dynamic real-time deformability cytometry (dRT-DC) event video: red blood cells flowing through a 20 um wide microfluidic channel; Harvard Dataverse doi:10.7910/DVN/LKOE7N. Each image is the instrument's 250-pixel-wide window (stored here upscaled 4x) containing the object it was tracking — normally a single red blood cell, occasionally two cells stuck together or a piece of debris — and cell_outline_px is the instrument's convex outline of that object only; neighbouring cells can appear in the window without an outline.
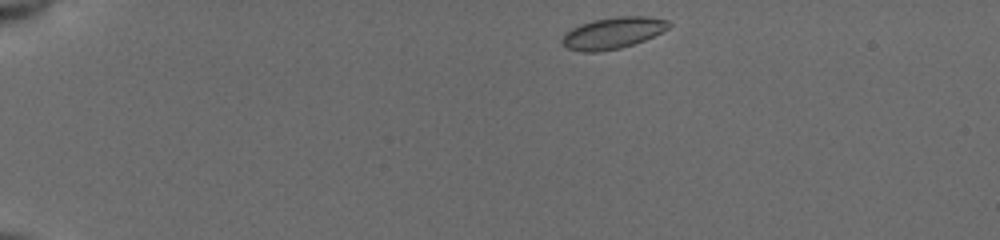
{"species": "common noctule bat (a hibernating species)", "species_latin": "Nyctalus noctula", "temperature_condition": "cold", "stored_images_in_passage": 44, "camera_frame_rate_fps": 3000, "um_per_image_px": 0.085, "animal": {"sex": "female", "body_mass_g": 19.5, "forearm_length_mm": 54.1}, "frame": {"image": 1, "passage_image": 1, "time_ms": 0.0, "image_size_px": [1000, 240], "cell_outline_px": [[672, 24], [668, 28], [644, 40], [620, 48], [596, 52], [580, 52], [568, 48], [560, 40], [572, 28], [580, 24], [592, 20], [616, 16], [648, 16], [668, 20]], "centroid_in_image_um": [52.1, 2.79], "position_along_channel_um": 32.9, "area_um2": 19.42}}
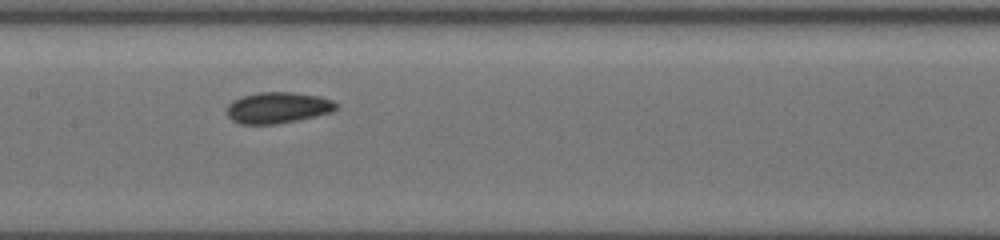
{"frame": {"image": 2, "passage_image": 19, "time_ms": 6.0, "image_size_px": [1000, 240], "cell_outline_px": [[336, 108], [332, 112], [296, 120], [276, 124], [240, 124], [232, 120], [228, 116], [228, 104], [232, 100], [240, 96], [256, 92], [292, 92], [320, 96], [332, 100], [336, 104]], "centroid_in_image_um": [23.58, 9.14], "position_along_channel_um": 183.8, "area_um2": 19.83}}
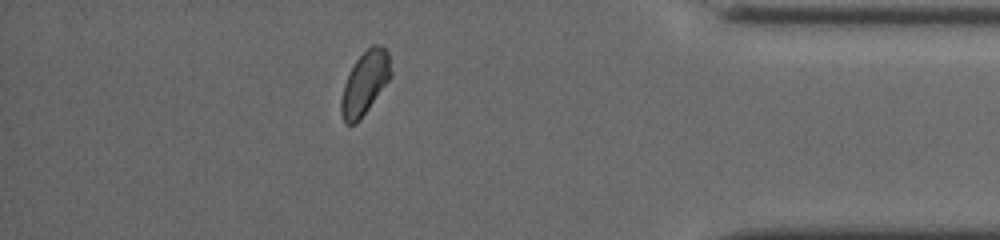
{"frame": {"image": 3, "passage_image": 38, "time_ms": 12.333, "image_size_px": [1000, 240], "cell_outline_px": [[392, 76], [360, 120], [356, 124], [344, 124], [340, 112], [340, 100], [344, 84], [356, 60], [372, 44], [380, 44], [388, 52], [392, 72]], "centroid_in_image_um": [31.01, 7.08], "position_along_channel_um": 404.2, "area_um2": 18.32}}